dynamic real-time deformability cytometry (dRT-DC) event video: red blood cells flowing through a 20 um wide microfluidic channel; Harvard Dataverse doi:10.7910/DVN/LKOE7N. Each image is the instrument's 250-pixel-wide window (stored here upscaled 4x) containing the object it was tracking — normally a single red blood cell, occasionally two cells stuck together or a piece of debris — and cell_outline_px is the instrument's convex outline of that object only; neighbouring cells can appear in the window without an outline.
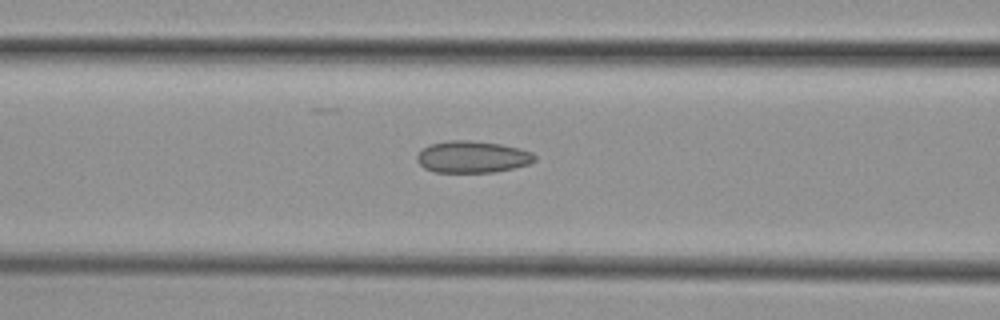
{"species": "common noctule bat (a hibernating species)", "species_latin": "Nyctalus noctula", "temperature_condition": "cold", "stored_images_in_passage": 10, "camera_frame_rate_fps": 3000, "um_per_image_px": 0.085, "animal": {"sex": "female", "body_mass_g": 29.2, "forearm_length_mm": 56.3}, "frame": {"image": 1, "passage_image": 9, "time_ms": 2.667, "image_size_px": [1000, 320], "cell_outline_px": [[536, 160], [528, 164], [496, 172], [436, 172], [424, 168], [416, 160], [416, 156], [428, 144], [448, 140], [468, 140], [500, 144], [520, 148], [532, 152], [536, 156]], "centroid_in_image_um": [40.15, 13.33], "position_along_channel_um": 126.5, "area_um2": 21.85}}